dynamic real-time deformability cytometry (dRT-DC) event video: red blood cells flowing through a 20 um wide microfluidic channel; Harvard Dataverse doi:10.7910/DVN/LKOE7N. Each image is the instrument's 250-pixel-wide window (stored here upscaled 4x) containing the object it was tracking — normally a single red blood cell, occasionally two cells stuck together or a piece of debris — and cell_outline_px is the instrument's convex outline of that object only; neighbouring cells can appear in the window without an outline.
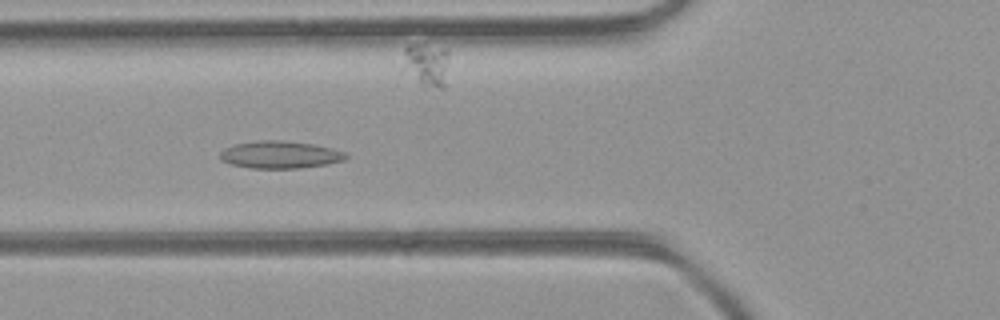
{"species": "common noctule bat (a hibernating species)", "species_latin": "Nyctalus noctula", "temperature_condition": "room temperature", "stored_images_in_passage": 10, "segment_of_instrument_passage": [1, 2], "camera_frame_rate_fps": 3000, "um_per_image_px": 0.085, "animal": {"sex": "female", "body_mass_g": 21.9}, "frame": {"image": 1, "passage_image": 5, "time_ms": 1.333, "image_size_px": [1000, 320], "cell_outline_px": [[348, 156], [344, 160], [328, 164], [300, 168], [248, 168], [232, 164], [220, 160], [220, 152], [224, 148], [236, 144], [260, 140], [280, 140], [312, 144], [344, 152]], "centroid_in_image_um": [23.77, 13.16], "position_along_channel_um": 102.0, "area_um2": 19.88}}